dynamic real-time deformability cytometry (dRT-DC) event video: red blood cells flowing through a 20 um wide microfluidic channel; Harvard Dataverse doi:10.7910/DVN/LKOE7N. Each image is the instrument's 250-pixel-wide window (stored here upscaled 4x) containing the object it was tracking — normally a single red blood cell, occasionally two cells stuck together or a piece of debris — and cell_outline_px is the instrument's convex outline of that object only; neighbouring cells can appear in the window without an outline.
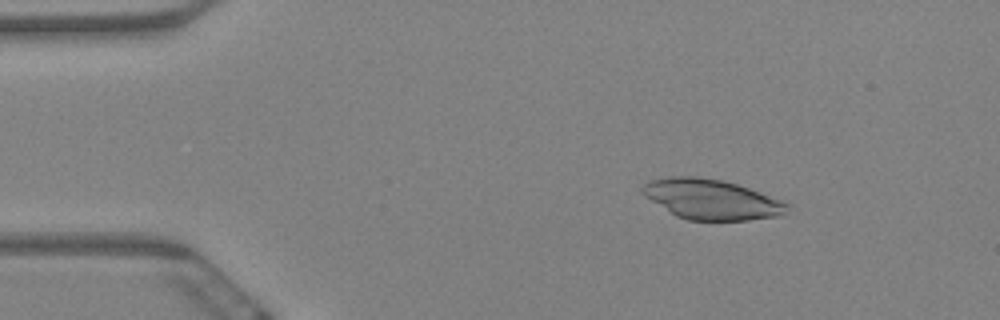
{"species": "Egyptian fruit bat (a non-hibernating species)", "species_latin": "Rousettus aegyptiacus", "temperature_condition": "warm", "stored_images_in_passage": 7, "camera_frame_rate_fps": 3000, "um_per_image_px": 0.085, "animal": {"sex": "female"}, "frame": {"image": 1, "passage_image": 2, "time_ms": 0.333, "image_size_px": [1000, 320], "cell_outline_px": [[788, 208], [780, 216], [748, 220], [688, 220], [676, 216], [644, 196], [640, 188], [648, 180], [668, 176], [696, 176], [720, 180], [736, 184], [760, 192], [780, 200], [788, 204]], "centroid_in_image_um": [60.41, 16.94], "position_along_channel_um": 24.6, "area_um2": 33.64}}
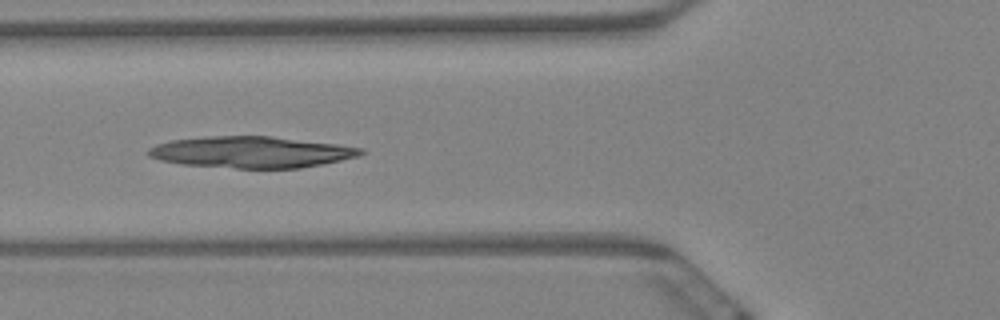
{"frame": {"image": 2, "passage_image": 6, "time_ms": 1.667, "image_size_px": [1000, 320], "cell_outline_px": [[364, 152], [360, 156], [300, 168], [236, 168], [180, 164], [160, 160], [148, 156], [148, 148], [156, 144], [172, 140], [208, 136], [268, 136], [336, 144], [364, 148]], "centroid_in_image_um": [21.33, 12.93], "position_along_channel_um": 104.5, "area_um2": 38.61}}